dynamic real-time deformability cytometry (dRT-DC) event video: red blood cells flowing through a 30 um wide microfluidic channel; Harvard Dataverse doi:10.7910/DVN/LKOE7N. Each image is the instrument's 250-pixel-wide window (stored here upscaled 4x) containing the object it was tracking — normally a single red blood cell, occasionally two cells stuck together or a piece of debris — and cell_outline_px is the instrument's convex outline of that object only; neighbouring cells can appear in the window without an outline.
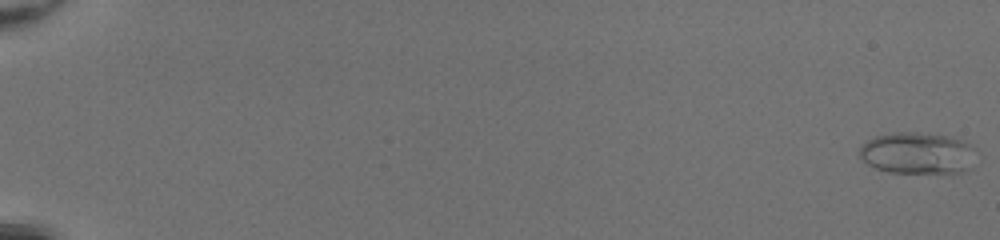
{"species": "common noctule bat (a hibernating species)", "species_latin": "Nyctalus noctula", "temperature_condition": "room temperature", "stored_images_in_passage": 51, "camera_frame_rate_fps": 3000, "um_per_image_px": 0.085, "animal": {"sex": "female", "body_mass_g": 20.0, "forearm_length_mm": 54.0}, "frame": {"image": 1, "passage_image": 1, "time_ms": 0.0, "image_size_px": [1000, 240], "cell_outline_px": [[976, 148], [972, 168], [960, 172], [888, 172], [876, 168], [860, 160], [860, 148], [868, 140], [876, 136], [896, 132], [916, 132], [944, 136], [960, 140]], "centroid_in_image_um": [77.98, 13.02], "position_along_channel_um": 7.0, "area_um2": 28.03}}
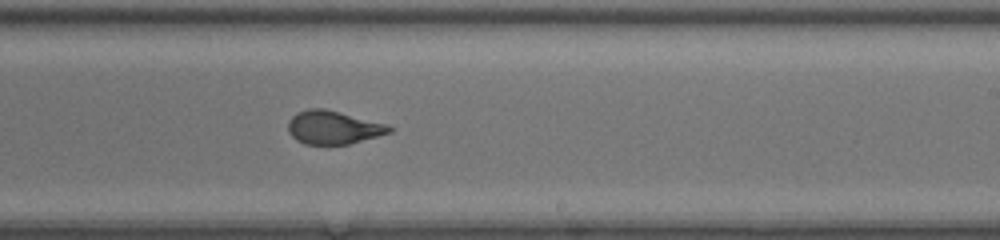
{"frame": {"image": 2, "passage_image": 34, "time_ms": 11.0, "image_size_px": [1000, 240], "cell_outline_px": [[392, 132], [348, 144], [304, 144], [296, 140], [288, 132], [288, 120], [296, 112], [308, 108], [324, 108], [388, 124], [392, 128]], "centroid_in_image_um": [28.3, 10.82], "position_along_channel_um": 260.7, "area_um2": 19.71}}
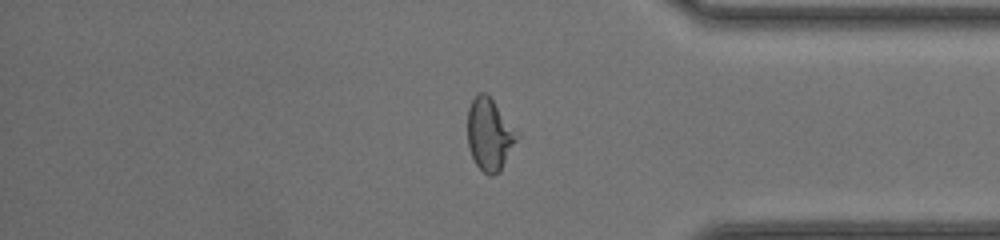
{"frame": {"image": 3, "passage_image": 44, "time_ms": 14.333, "image_size_px": [1000, 240], "cell_outline_px": [[520, 136], [500, 172], [492, 176], [488, 176], [476, 164], [468, 148], [468, 108], [472, 100], [480, 92], [484, 92], [492, 100]], "centroid_in_image_um": [41.61, 11.48], "position_along_channel_um": 393.6, "area_um2": 20.52}, "authors_computed_cell_mechanics": {"area_um2": 21.097, "velocity_mm_per_s": 4.3048, "shape_relaxation_time_tau1_ms": null, "shape_relaxation_time_tau2_ms": 0.6608, "deformation_change_tau1": null, "deformation_change_tau2": 0.0705}}